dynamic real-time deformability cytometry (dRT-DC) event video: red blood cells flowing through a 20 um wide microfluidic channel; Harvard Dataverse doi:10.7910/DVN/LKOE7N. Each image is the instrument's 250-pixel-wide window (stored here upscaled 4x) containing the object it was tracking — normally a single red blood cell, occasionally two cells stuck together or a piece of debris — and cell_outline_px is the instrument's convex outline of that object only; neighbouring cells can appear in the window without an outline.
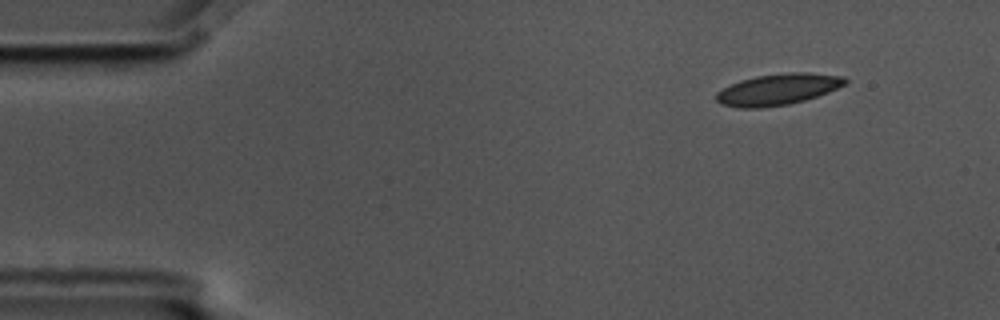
{"species": "common noctule bat (a hibernating species)", "species_latin": "Nyctalus noctula", "temperature_condition": "cold", "stored_images_in_passage": 3, "camera_frame_rate_fps": 3000, "um_per_image_px": 0.085, "animal": {"sex": "male", "body_mass_g": 17.5, "forearm_length_mm": 52.3}, "frame": {"image": 1, "passage_image": 1, "time_ms": 0.0, "image_size_px": [1000, 320], "cell_outline_px": [[848, 80], [844, 84], [828, 92], [804, 100], [788, 104], [764, 108], [740, 108], [720, 104], [716, 100], [716, 92], [740, 80], [756, 76], [792, 72], [808, 72], [844, 76]], "centroid_in_image_um": [66.1, 7.6], "position_along_channel_um": 18.9, "area_um2": 23.35}}
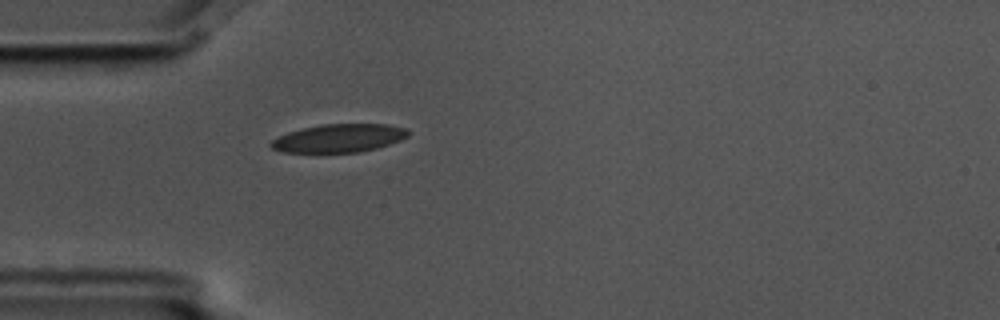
{"frame": {"image": 2, "passage_image": 3, "time_ms": 0.667, "image_size_px": [1000, 320], "cell_outline_px": [[412, 132], [408, 136], [400, 140], [376, 148], [360, 152], [284, 152], [272, 148], [268, 144], [272, 140], [288, 132], [304, 128], [324, 124], [388, 124], [408, 128]], "centroid_in_image_um": [28.86, 11.74], "position_along_channel_um": 56.1, "area_um2": 22.48}}